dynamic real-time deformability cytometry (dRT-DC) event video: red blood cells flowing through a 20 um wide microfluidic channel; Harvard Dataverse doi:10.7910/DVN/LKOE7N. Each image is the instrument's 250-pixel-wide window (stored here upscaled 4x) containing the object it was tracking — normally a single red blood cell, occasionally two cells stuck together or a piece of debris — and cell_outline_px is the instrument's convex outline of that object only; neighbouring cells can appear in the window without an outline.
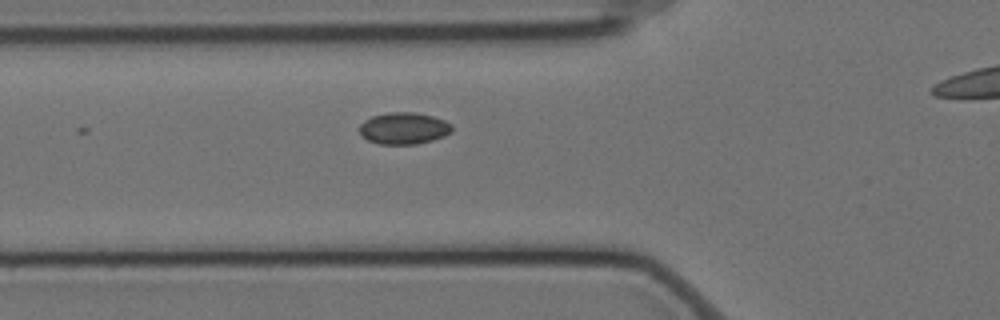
{"species": "Egyptian fruit bat (a non-hibernating species)", "species_latin": "Rousettus aegyptiacus", "temperature_condition": "cold", "stored_images_in_passage": 8, "camera_frame_rate_fps": 3000, "um_per_image_px": 0.085, "animal": {"sex": "female"}, "frame": {"image": 1, "passage_image": 2, "time_ms": 0.333, "image_size_px": [1000, 320], "cell_outline_px": [[452, 132], [444, 136], [432, 140], [416, 144], [380, 144], [368, 140], [360, 132], [360, 124], [364, 120], [372, 116], [388, 112], [416, 112], [432, 116], [444, 120], [452, 124]], "centroid_in_image_um": [34.34, 10.9], "position_along_channel_um": 91.5, "area_um2": 17.11}}
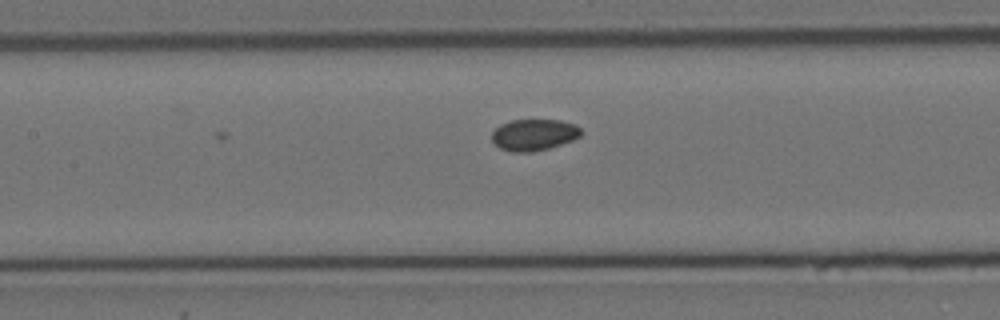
{"frame": {"image": 2, "passage_image": 8, "time_ms": 2.333, "image_size_px": [1000, 320], "cell_outline_px": [[584, 132], [580, 136], [572, 140], [548, 148], [532, 152], [512, 152], [500, 148], [492, 140], [492, 132], [500, 124], [512, 120], [560, 120], [576, 124]], "centroid_in_image_um": [45.4, 11.45], "position_along_channel_um": 162.0, "area_um2": 16.36}}